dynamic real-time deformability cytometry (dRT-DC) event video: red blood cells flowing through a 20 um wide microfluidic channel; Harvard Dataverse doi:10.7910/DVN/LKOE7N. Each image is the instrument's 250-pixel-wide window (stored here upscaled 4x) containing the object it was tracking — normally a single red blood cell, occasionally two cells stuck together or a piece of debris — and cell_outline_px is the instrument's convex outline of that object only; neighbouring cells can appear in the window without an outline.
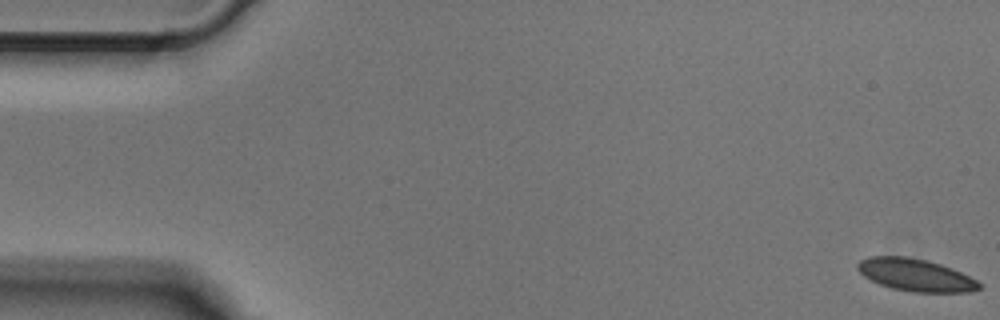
{"species": "Egyptian fruit bat (a non-hibernating species)", "species_latin": "Rousettus aegyptiacus", "temperature_condition": "cold", "stored_images_in_passage": 50, "camera_frame_rate_fps": 3000, "um_per_image_px": 0.085, "animal": {"sex": "male"}, "frame": {"image": 1, "passage_image": 1, "time_ms": 0.0, "image_size_px": [1000, 320], "cell_outline_px": [[980, 288], [968, 292], [912, 292], [892, 288], [880, 284], [864, 276], [856, 268], [856, 264], [860, 260], [868, 256], [908, 256], [940, 264], [952, 268], [976, 280], [980, 284]], "centroid_in_image_um": [77.78, 23.36], "position_along_channel_um": 7.2, "area_um2": 22.77}}
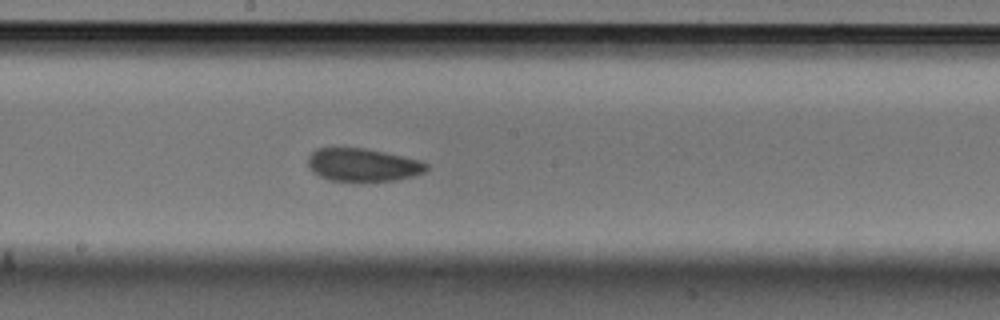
{"frame": {"image": 2, "passage_image": 27, "time_ms": 8.667, "image_size_px": [1000, 320], "cell_outline_px": [[428, 168], [424, 172], [412, 176], [396, 180], [356, 184], [332, 180], [320, 176], [312, 172], [308, 168], [308, 156], [316, 148], [364, 148], [404, 156], [420, 160], [428, 164]], "centroid_in_image_um": [30.83, 14.05], "position_along_channel_um": 217.4, "area_um2": 23.47}}
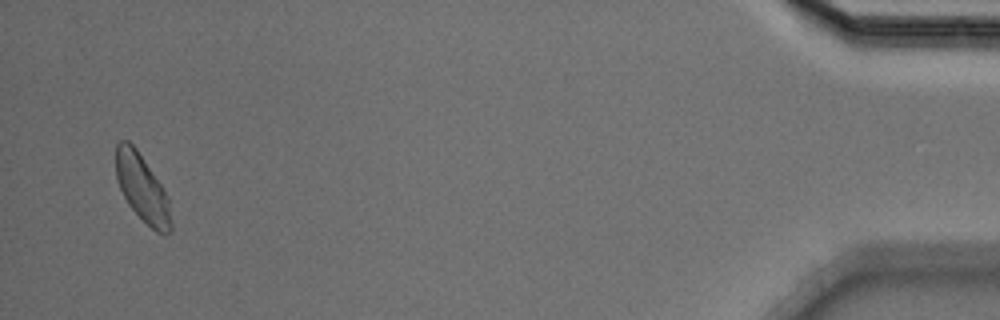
{"frame": {"image": 3, "passage_image": 49, "time_ms": 16.0, "image_size_px": [1000, 320], "cell_outline_px": [[172, 232], [164, 236], [156, 232], [128, 204], [116, 180], [116, 144], [120, 140], [128, 140], [136, 148], [168, 196], [172, 220]], "centroid_in_image_um": [12.1, 16.02], "position_along_channel_um": 423.1, "area_um2": 21.5}}